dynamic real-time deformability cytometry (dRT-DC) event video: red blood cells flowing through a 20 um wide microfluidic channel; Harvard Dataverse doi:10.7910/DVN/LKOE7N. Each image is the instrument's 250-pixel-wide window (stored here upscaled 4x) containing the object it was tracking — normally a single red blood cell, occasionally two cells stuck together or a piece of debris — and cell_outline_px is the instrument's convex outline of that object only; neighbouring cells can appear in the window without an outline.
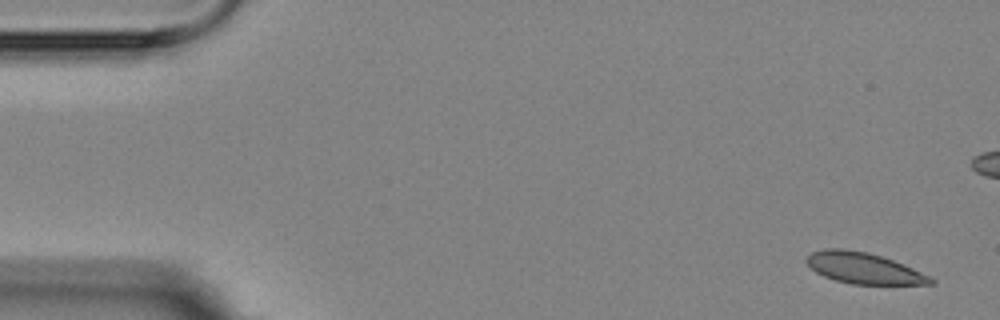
{"species": "Egyptian fruit bat (a non-hibernating species)", "species_latin": "Rousettus aegyptiacus", "temperature_condition": "room temperature", "stored_images_in_passage": 7, "segment_of_instrument_passage": [1, 2], "camera_frame_rate_fps": 3000, "um_per_image_px": 0.085, "animal": {"sex": "female"}, "frame": {"image": 1, "passage_image": 1, "time_ms": 0.0, "image_size_px": [1000, 320], "cell_outline_px": [[936, 284], [852, 284], [836, 280], [824, 276], [816, 272], [804, 260], [812, 252], [824, 248], [844, 248], [868, 252], [904, 264], [932, 276], [936, 280]], "centroid_in_image_um": [73.45, 22.79], "position_along_channel_um": 11.5, "area_um2": 22.54}}
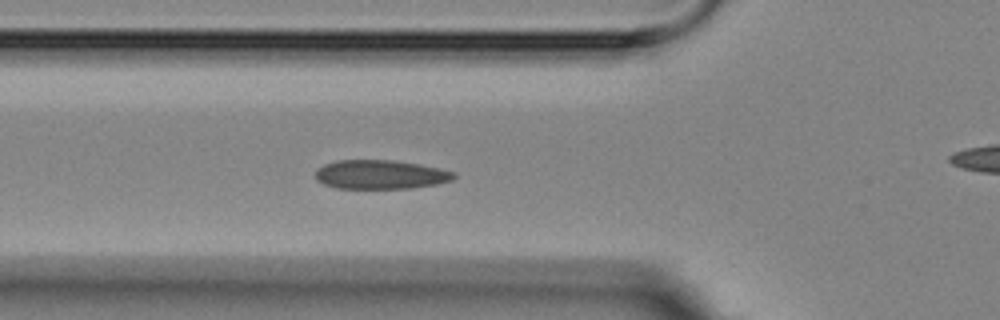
{"frame": {"image": 2, "passage_image": 6, "time_ms": 5.667, "image_size_px": [1000, 320], "cell_outline_px": [[456, 176], [452, 180], [436, 184], [412, 188], [336, 188], [324, 184], [316, 180], [316, 172], [324, 164], [336, 160], [392, 160], [420, 164], [456, 172]], "centroid_in_image_um": [32.35, 14.83], "position_along_channel_um": 93.4, "area_um2": 23.35}}